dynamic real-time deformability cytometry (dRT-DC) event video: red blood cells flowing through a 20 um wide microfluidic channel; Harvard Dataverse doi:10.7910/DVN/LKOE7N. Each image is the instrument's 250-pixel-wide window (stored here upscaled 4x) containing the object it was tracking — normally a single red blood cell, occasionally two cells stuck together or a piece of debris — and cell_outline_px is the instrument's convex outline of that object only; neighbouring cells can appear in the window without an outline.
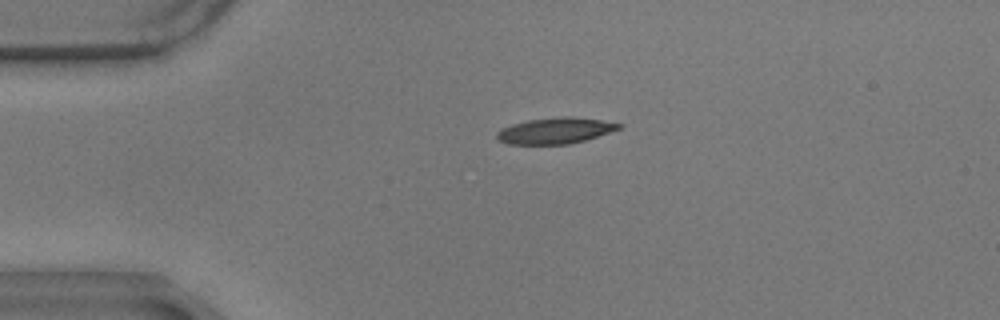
{"species": "common noctule bat (a hibernating species)", "species_latin": "Nyctalus noctula", "temperature_condition": "warm", "stored_images_in_passage": 45, "camera_frame_rate_fps": 3000, "um_per_image_px": 0.085, "animal": {"sex": "male", "body_mass_g": 17.9}, "frame": {"image": 1, "passage_image": 1, "time_ms": 0.0, "image_size_px": [1000, 320], "cell_outline_px": [[624, 124], [620, 128], [584, 140], [568, 144], [508, 144], [496, 140], [496, 132], [512, 124], [528, 120], [564, 116], [572, 116], [600, 120]], "centroid_in_image_um": [47.16, 11.1], "position_along_channel_um": 37.8, "area_um2": 18.32}}
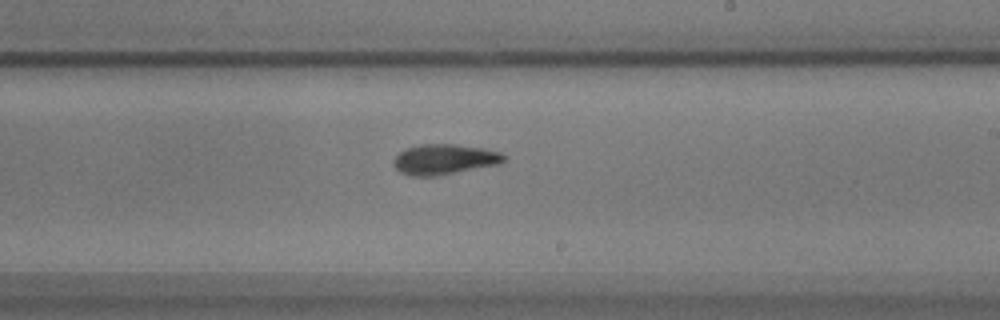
{"frame": {"image": 2, "passage_image": 22, "time_ms": 7.0, "image_size_px": [1000, 320], "cell_outline_px": [[508, 156], [500, 164], [436, 176], [412, 176], [400, 172], [392, 164], [392, 160], [404, 148], [420, 144], [456, 144], [484, 148], [500, 152]], "centroid_in_image_um": [37.77, 13.54], "position_along_channel_um": 251.2, "area_um2": 19.71}}
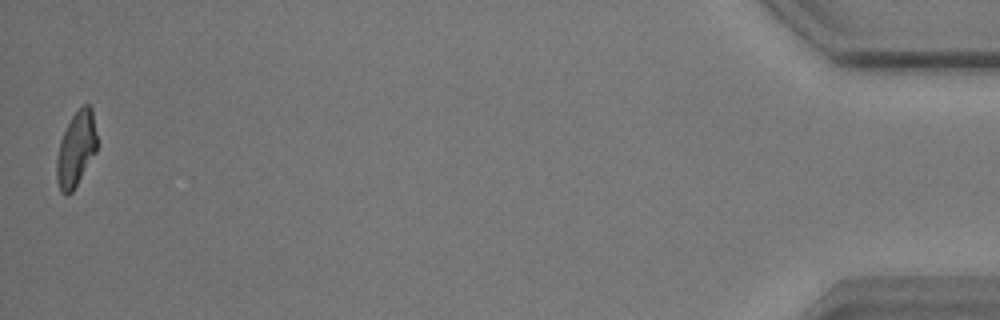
{"frame": {"image": 3, "passage_image": 45, "time_ms": 14.667, "image_size_px": [1000, 320], "cell_outline_px": [[96, 152], [72, 192], [68, 196], [64, 196], [60, 192], [56, 180], [56, 160], [60, 140], [72, 116], [84, 104], [88, 104], [92, 108], [96, 136]], "centroid_in_image_um": [6.44, 12.72], "position_along_channel_um": 428.8, "area_um2": 17.51}, "authors_computed_cell_mechanics": {"area_um2": 19.074, "velocity_mm_per_s": 3.5094, "shape_relaxation_time_tau1_ms": 4.2989, "shape_relaxation_time_tau2_ms": 3.0706, "deformation_change_tau1": 0.1622, "deformation_change_tau2": 0.0992}}